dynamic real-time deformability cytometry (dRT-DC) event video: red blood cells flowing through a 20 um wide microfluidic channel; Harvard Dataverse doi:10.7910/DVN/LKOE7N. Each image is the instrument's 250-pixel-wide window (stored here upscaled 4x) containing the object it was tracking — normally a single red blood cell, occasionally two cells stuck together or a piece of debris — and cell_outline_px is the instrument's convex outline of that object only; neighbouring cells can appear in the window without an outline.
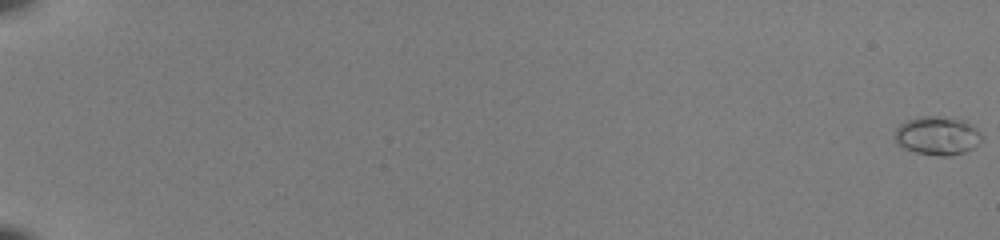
{"species": "common noctule bat (a hibernating species)", "species_latin": "Nyctalus noctula", "temperature_condition": "room temperature", "stored_images_in_passage": 54, "camera_frame_rate_fps": 3000, "um_per_image_px": 0.085, "animal": {"sex": "female", "body_mass_g": 22.0, "forearm_length_mm": 56.7}, "frame": {"image": 1, "passage_image": 1, "time_ms": 0.0, "image_size_px": [1000, 240], "cell_outline_px": [[984, 140], [980, 144], [964, 152], [948, 156], [940, 156], [916, 152], [904, 148], [896, 144], [896, 128], [900, 124], [908, 120], [920, 116], [944, 116], [968, 120], [984, 136]], "centroid_in_image_um": [79.74, 11.52], "position_along_channel_um": 5.3, "area_um2": 19.88}}
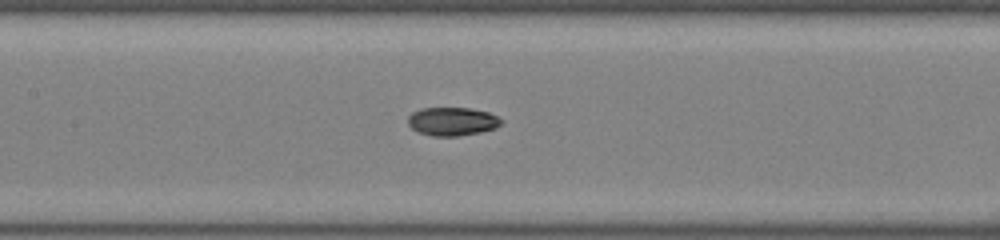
{"frame": {"image": 2, "passage_image": 30, "time_ms": 9.667, "image_size_px": [1000, 240], "cell_outline_px": [[504, 120], [496, 128], [480, 132], [460, 136], [432, 136], [420, 132], [412, 128], [408, 124], [408, 116], [412, 112], [420, 108], [472, 108], [488, 112]], "centroid_in_image_um": [38.45, 10.32], "position_along_channel_um": 169.0, "area_um2": 15.49}}
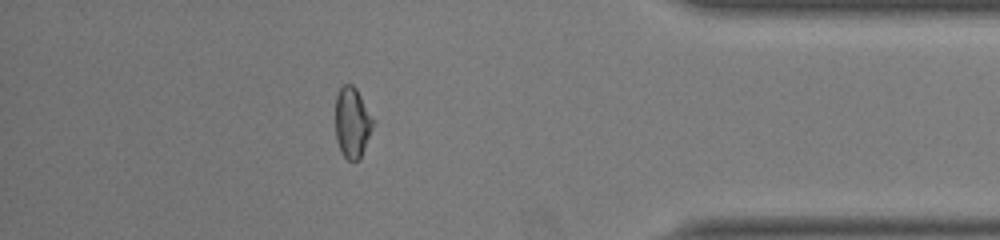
{"frame": {"image": 3, "passage_image": 49, "time_ms": 16.0, "image_size_px": [1000, 240], "cell_outline_px": [[376, 120], [364, 148], [360, 156], [356, 160], [348, 160], [340, 152], [336, 140], [336, 96], [340, 88], [344, 84], [352, 84], [356, 88]], "centroid_in_image_um": [29.95, 10.39], "position_along_channel_um": 405.2, "area_um2": 15.55}, "authors_computed_cell_mechanics": {"area_um2": 15.8661, "velocity_mm_per_s": 4.0932, "shape_relaxation_time_tau1_ms": 7.1825, "shape_relaxation_time_tau2_ms": 2.2106, "deformation_change_tau1": 0.1953, "deformation_change_tau2": 0.0585}}